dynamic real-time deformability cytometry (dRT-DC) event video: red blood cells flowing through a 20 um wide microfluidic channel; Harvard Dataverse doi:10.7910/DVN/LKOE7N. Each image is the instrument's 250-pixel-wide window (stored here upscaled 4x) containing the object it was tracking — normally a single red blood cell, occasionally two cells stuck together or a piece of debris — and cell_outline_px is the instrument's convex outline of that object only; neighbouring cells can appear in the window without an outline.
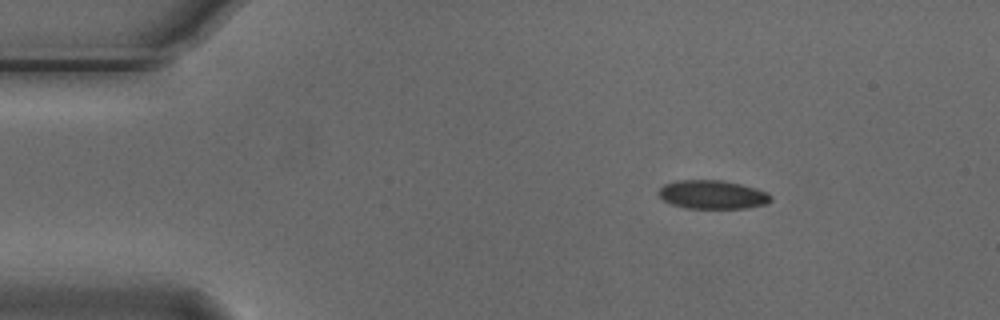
{"species": "Egyptian fruit bat (a non-hibernating species)", "species_latin": "Rousettus aegyptiacus", "temperature_condition": "cold", "stored_images_in_passage": 3, "camera_frame_rate_fps": 3000, "um_per_image_px": 0.085, "animal": {"sex": "male"}, "frame": {"image": 1, "passage_image": 1, "time_ms": 0.0, "image_size_px": [1000, 320], "cell_outline_px": [[772, 200], [764, 204], [744, 208], [688, 208], [672, 204], [664, 200], [656, 192], [664, 184], [676, 180], [720, 180], [740, 184], [756, 188], [768, 192], [772, 196]], "centroid_in_image_um": [60.55, 16.53], "position_along_channel_um": 24.4, "area_um2": 18.67}}